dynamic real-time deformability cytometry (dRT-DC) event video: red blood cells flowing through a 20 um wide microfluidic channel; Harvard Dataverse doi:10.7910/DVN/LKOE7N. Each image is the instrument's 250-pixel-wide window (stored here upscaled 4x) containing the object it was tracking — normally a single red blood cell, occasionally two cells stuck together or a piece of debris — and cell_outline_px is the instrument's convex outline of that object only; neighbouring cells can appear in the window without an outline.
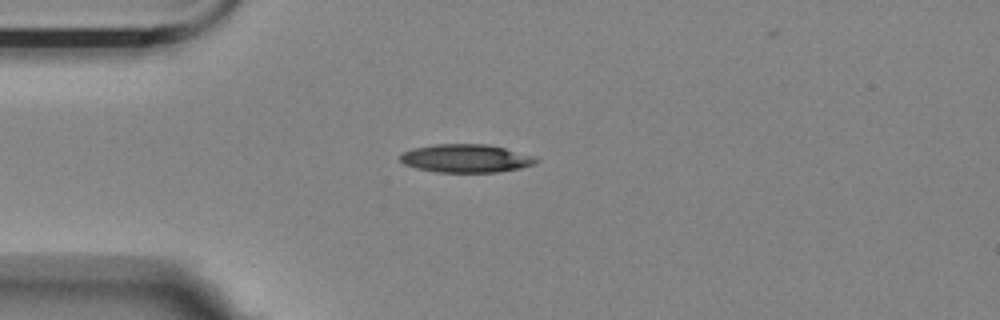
{"species": "Egyptian fruit bat (a non-hibernating species)", "species_latin": "Rousettus aegyptiacus", "temperature_condition": "room temperature", "stored_images_in_passage": 42, "camera_frame_rate_fps": 3000, "um_per_image_px": 0.085, "animal": {"sex": "female"}, "frame": {"image": 1, "passage_image": 1, "time_ms": 0.0, "image_size_px": [1000, 320], "cell_outline_px": [[540, 160], [536, 164], [520, 168], [496, 172], [436, 172], [416, 168], [404, 164], [400, 160], [400, 152], [412, 148], [432, 144], [488, 144], [504, 148], [532, 156]], "centroid_in_image_um": [39.56, 13.46], "position_along_channel_um": 45.4, "area_um2": 22.43}}
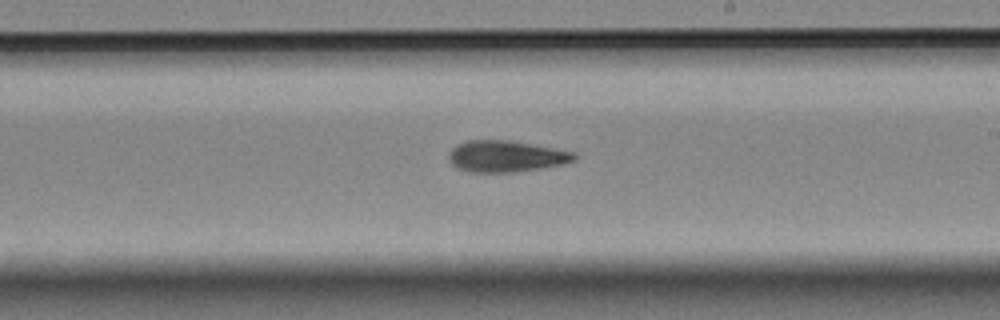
{"frame": {"image": 2, "passage_image": 19, "time_ms": 6.0, "image_size_px": [1000, 320], "cell_outline_px": [[576, 160], [564, 164], [540, 168], [512, 172], [472, 172], [456, 168], [452, 164], [448, 156], [448, 152], [456, 144], [468, 140], [508, 140], [576, 152]], "centroid_in_image_um": [42.99, 13.28], "position_along_channel_um": 246.0, "area_um2": 22.95}}
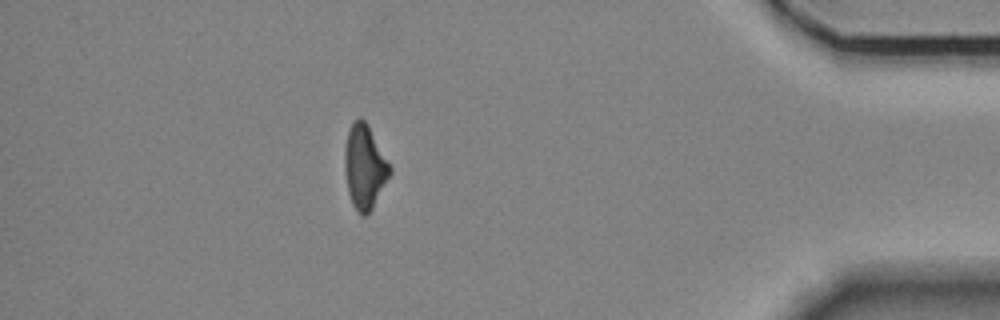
{"frame": {"image": 3, "passage_image": 36, "time_ms": 11.667, "image_size_px": [1000, 320], "cell_outline_px": [[392, 172], [372, 208], [364, 216], [352, 204], [348, 192], [344, 168], [344, 148], [348, 132], [352, 124], [360, 116], [368, 124], [392, 168]], "centroid_in_image_um": [30.99, 14.15], "position_along_channel_um": 404.2, "area_um2": 21.91}}